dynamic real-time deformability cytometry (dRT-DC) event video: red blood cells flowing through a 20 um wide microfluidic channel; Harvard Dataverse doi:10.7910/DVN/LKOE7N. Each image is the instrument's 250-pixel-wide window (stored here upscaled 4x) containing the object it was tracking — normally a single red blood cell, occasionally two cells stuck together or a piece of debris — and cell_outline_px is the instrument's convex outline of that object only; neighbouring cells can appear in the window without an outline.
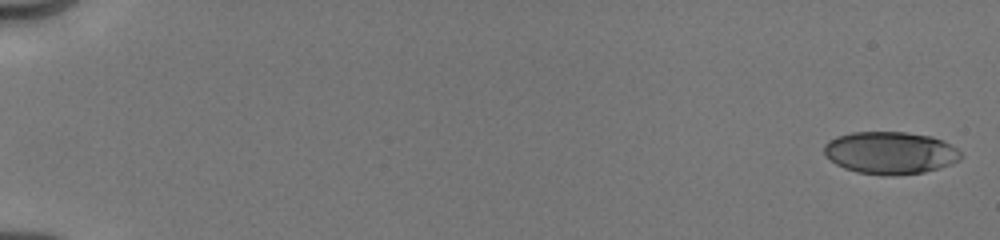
{"species": "human", "species_latin": "Homo sapiens", "temperature_condition": "cold", "stored_images_in_passage": 37, "camera_frame_rate_fps": 3000, "um_per_image_px": 0.085, "donor": {"sex": "male"}, "frame": {"image": 1, "passage_image": 1, "time_ms": 0.0, "image_size_px": [1000, 240], "cell_outline_px": [[964, 156], [960, 160], [952, 164], [940, 168], [924, 172], [892, 176], [884, 176], [856, 172], [844, 168], [836, 164], [824, 152], [824, 144], [828, 140], [836, 136], [852, 132], [904, 132], [932, 136], [944, 140], [956, 148]], "centroid_in_image_um": [75.7, 12.99], "position_along_channel_um": 9.3, "area_um2": 34.1}}
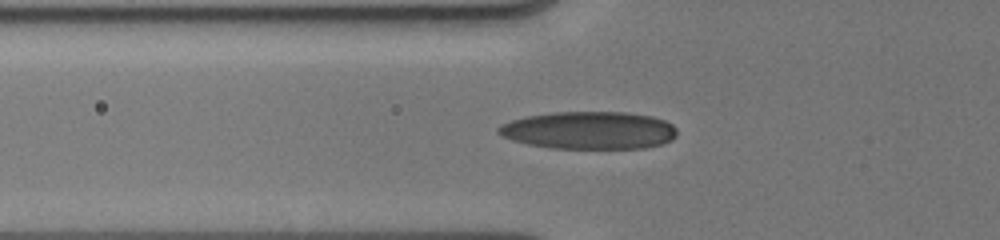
{"frame": {"image": 2, "passage_image": 23, "time_ms": 6.333, "image_size_px": [1000, 240], "cell_outline_px": [[676, 136], [672, 140], [660, 144], [644, 148], [552, 148], [528, 144], [512, 140], [500, 136], [496, 132], [496, 128], [500, 124], [524, 116], [552, 112], [628, 112], [652, 116], [664, 120], [672, 124], [676, 128]], "centroid_in_image_um": [50.04, 11.07], "position_along_channel_um": 75.8, "area_um2": 39.42}}
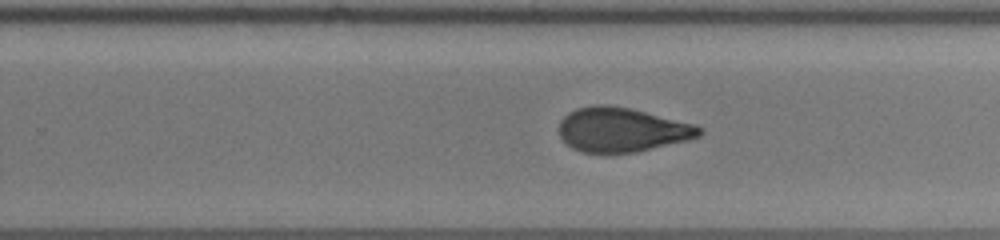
{"frame": {"image": 3, "passage_image": 36, "time_ms": 11.333, "image_size_px": [1000, 240], "cell_outline_px": [[704, 132], [700, 136], [688, 140], [636, 152], [580, 152], [572, 148], [560, 136], [560, 120], [568, 112], [576, 108], [592, 104], [608, 104], [632, 108], [696, 124], [704, 128]], "centroid_in_image_um": [52.89, 11.0], "position_along_channel_um": 276.9, "area_um2": 36.53}}